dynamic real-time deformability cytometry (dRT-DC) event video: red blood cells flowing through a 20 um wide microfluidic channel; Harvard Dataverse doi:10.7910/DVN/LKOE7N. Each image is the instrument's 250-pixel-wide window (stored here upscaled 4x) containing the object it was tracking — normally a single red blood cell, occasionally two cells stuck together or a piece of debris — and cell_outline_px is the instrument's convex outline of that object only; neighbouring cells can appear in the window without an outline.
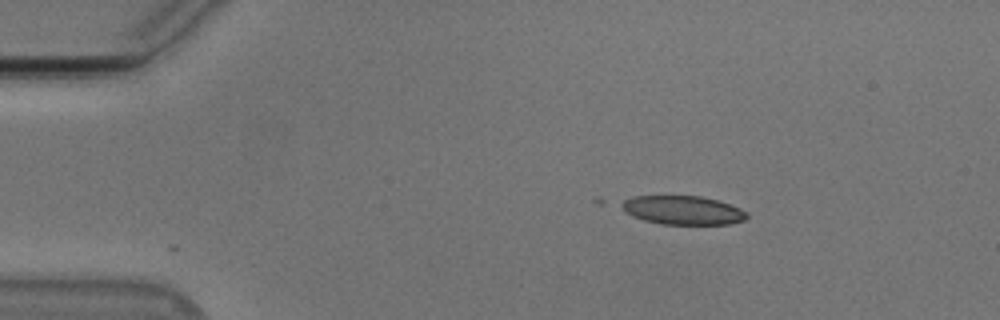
{"species": "Egyptian fruit bat (a non-hibernating species)", "species_latin": "Rousettus aegyptiacus", "temperature_condition": "cold", "stored_images_in_passage": 9, "camera_frame_rate_fps": 3000, "um_per_image_px": 0.085, "animal": {"sex": "male"}, "frame": {"image": 1, "passage_image": 1, "time_ms": 0.0, "image_size_px": [1000, 320], "cell_outline_px": [[748, 216], [744, 220], [728, 224], [664, 224], [644, 220], [628, 212], [616, 204], [632, 196], [700, 196], [716, 200], [740, 208]], "centroid_in_image_um": [58.01, 17.86], "position_along_channel_um": 27.0, "area_um2": 20.69}}